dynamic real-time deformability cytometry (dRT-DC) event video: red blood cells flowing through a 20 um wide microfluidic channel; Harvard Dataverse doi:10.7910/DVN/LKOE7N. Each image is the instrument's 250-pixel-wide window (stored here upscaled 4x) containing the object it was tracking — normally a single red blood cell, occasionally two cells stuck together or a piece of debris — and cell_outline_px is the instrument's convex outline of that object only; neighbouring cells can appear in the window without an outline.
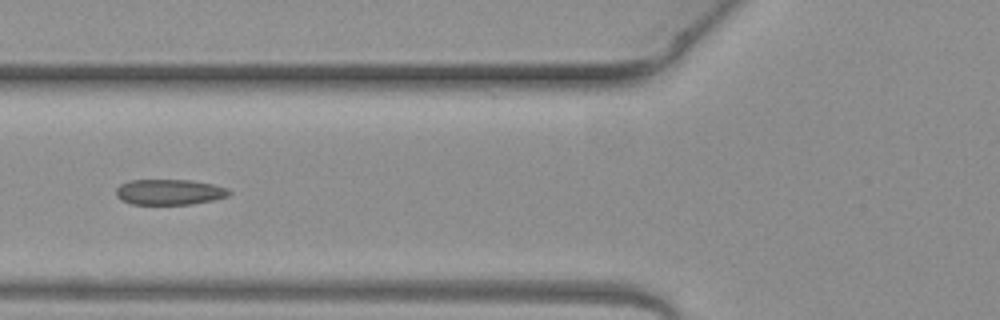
{"species": "common noctule bat (a hibernating species)", "species_latin": "Nyctalus noctula", "temperature_condition": "warm", "stored_images_in_passage": 6, "camera_frame_rate_fps": 3000, "um_per_image_px": 0.085, "animal": {"sex": "female", "body_mass_g": 19.3, "forearm_length_mm": 54.1}, "frame": {"image": 1, "passage_image": 6, "time_ms": 1.667, "image_size_px": [1000, 320], "cell_outline_px": [[232, 192], [228, 196], [212, 200], [192, 204], [132, 204], [120, 200], [116, 196], [116, 188], [120, 184], [128, 180], [188, 180], [212, 184], [228, 188]], "centroid_in_image_um": [14.37, 16.32], "position_along_channel_um": 111.4, "area_um2": 16.88}}